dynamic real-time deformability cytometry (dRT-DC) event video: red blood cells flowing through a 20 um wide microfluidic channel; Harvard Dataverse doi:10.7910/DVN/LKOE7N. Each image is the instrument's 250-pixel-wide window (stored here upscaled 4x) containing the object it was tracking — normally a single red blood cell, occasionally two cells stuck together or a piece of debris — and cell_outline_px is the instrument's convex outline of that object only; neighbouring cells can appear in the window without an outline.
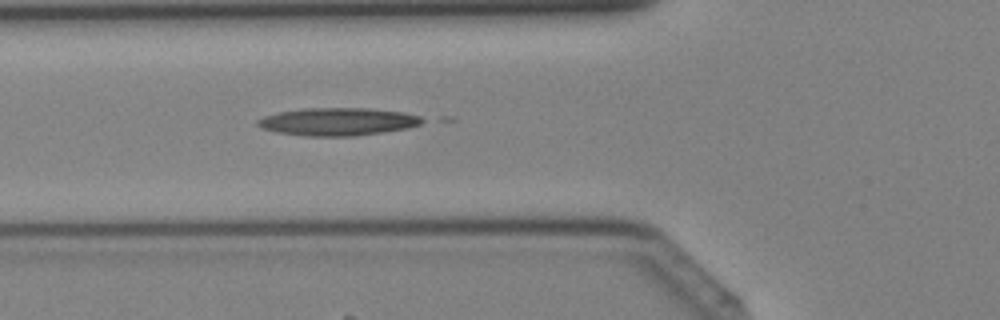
{"species": "Egyptian fruit bat (a non-hibernating species)", "species_latin": "Rousettus aegyptiacus", "temperature_condition": "cold", "stored_images_in_passage": 10, "camera_frame_rate_fps": 3000, "um_per_image_px": 0.085, "animal": {"sex": "female"}, "frame": {"image": 1, "passage_image": 7, "time_ms": 2.0, "image_size_px": [1000, 320], "cell_outline_px": [[428, 120], [420, 124], [408, 128], [356, 136], [308, 136], [276, 132], [264, 128], [256, 124], [256, 120], [264, 116], [276, 112], [304, 108], [368, 108], [404, 112], [420, 116]], "centroid_in_image_um": [28.73, 10.33], "position_along_channel_um": 97.1, "area_um2": 26.76}}
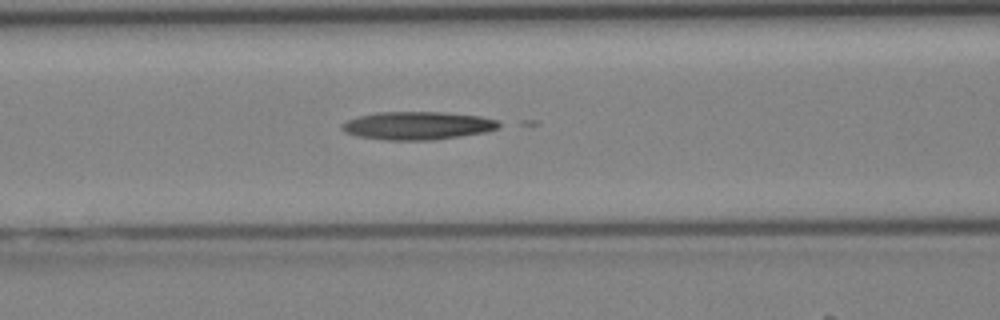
{"frame": {"image": 2, "passage_image": 9, "time_ms": 2.667, "image_size_px": [1000, 320], "cell_outline_px": [[504, 124], [496, 128], [484, 132], [432, 140], [384, 140], [356, 136], [344, 132], [340, 128], [340, 124], [348, 120], [360, 116], [376, 112], [444, 112], [480, 116], [496, 120]], "centroid_in_image_um": [35.45, 10.67], "position_along_channel_um": 131.2, "area_um2": 25.66}}